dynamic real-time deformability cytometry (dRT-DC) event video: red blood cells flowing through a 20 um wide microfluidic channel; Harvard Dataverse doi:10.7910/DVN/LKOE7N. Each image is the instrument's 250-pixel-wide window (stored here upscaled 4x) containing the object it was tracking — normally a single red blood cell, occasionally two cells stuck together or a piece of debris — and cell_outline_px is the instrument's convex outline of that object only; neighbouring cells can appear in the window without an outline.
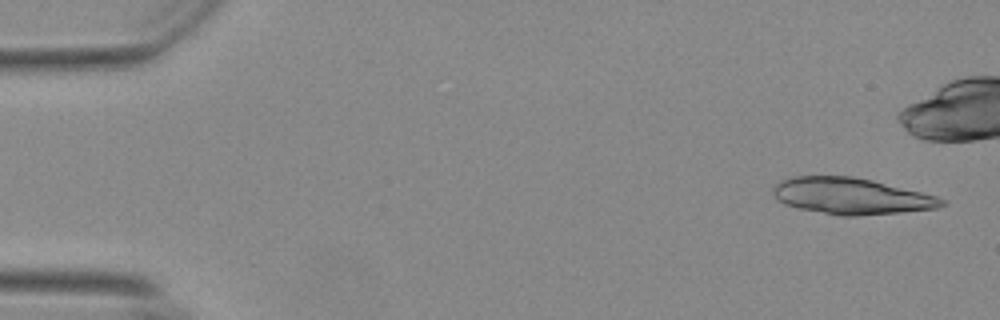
{"species": "Egyptian fruit bat (a non-hibernating species)", "species_latin": "Rousettus aegyptiacus", "temperature_condition": "warm", "stored_images_in_passage": 16, "camera_frame_rate_fps": 3000, "um_per_image_px": 0.085, "animal": {"sex": "female"}, "frame": {"image": 1, "passage_image": 2, "time_ms": 0.333, "image_size_px": [1000, 320], "cell_outline_px": [[948, 204], [936, 208], [900, 212], [856, 216], [840, 216], [800, 208], [784, 204], [772, 196], [772, 188], [780, 180], [792, 176], [852, 176], [872, 180], [936, 196], [948, 200]], "centroid_in_image_um": [72.33, 16.66], "position_along_channel_um": 12.7, "area_um2": 35.72}}